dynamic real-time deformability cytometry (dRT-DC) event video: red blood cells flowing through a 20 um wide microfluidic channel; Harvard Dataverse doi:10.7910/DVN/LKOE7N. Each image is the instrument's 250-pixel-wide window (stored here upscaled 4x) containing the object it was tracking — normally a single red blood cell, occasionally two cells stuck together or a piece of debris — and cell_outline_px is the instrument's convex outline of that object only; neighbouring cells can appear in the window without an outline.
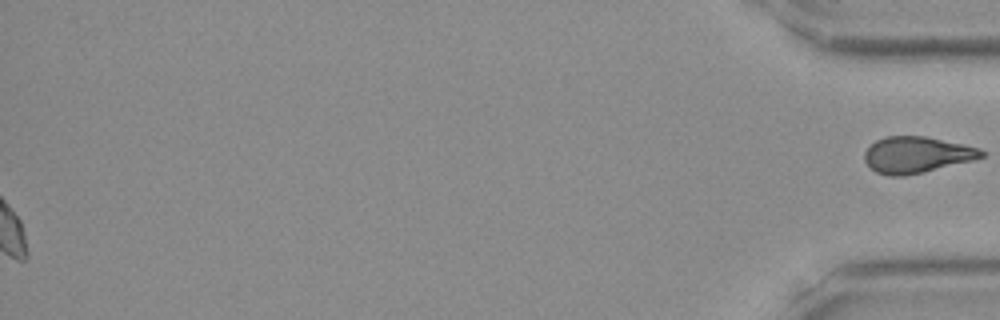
{"species": "Egyptian fruit bat (a non-hibernating species)", "species_latin": "Rousettus aegyptiacus", "temperature_condition": "room temperature", "stored_images_in_passage": 49, "segment_of_instrument_passage": [2, 2], "camera_frame_rate_fps": 3000, "um_per_image_px": 0.085, "frame": {"image": 1, "passage_image": 49, "time_ms": 16.0, "image_size_px": [1000, 320], "cell_outline_px": [[984, 156], [972, 160], [904, 176], [888, 176], [876, 172], [864, 160], [864, 152], [876, 140], [888, 136], [924, 136], [964, 144], [980, 148], [984, 152]], "centroid_in_image_um": [77.9, 13.15], "position_along_channel_um": 357.3, "area_um2": 24.39}}